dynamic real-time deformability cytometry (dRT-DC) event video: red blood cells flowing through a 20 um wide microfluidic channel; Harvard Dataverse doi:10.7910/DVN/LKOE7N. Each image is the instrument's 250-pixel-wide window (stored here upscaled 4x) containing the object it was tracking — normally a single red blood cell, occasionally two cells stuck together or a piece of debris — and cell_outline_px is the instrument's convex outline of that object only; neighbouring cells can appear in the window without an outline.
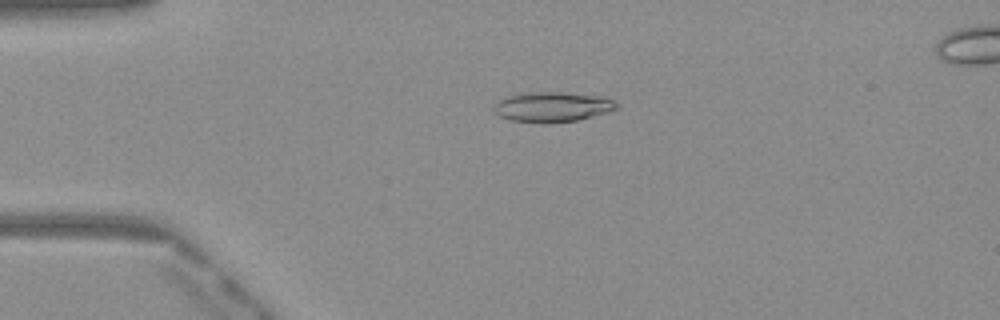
{"species": "Egyptian fruit bat (a non-hibernating species)", "species_latin": "Rousettus aegyptiacus", "temperature_condition": "warm", "stored_images_in_passage": 50, "camera_frame_rate_fps": 3000, "um_per_image_px": 0.085, "frame": {"image": 1, "passage_image": 12, "time_ms": 3.667, "image_size_px": [1000, 320], "cell_outline_px": [[620, 108], [612, 112], [576, 120], [548, 124], [540, 124], [512, 120], [500, 116], [492, 108], [504, 96], [520, 92], [560, 92], [604, 96], [620, 104]], "centroid_in_image_um": [47.0, 9.09], "position_along_channel_um": 38.0, "area_um2": 22.02}}
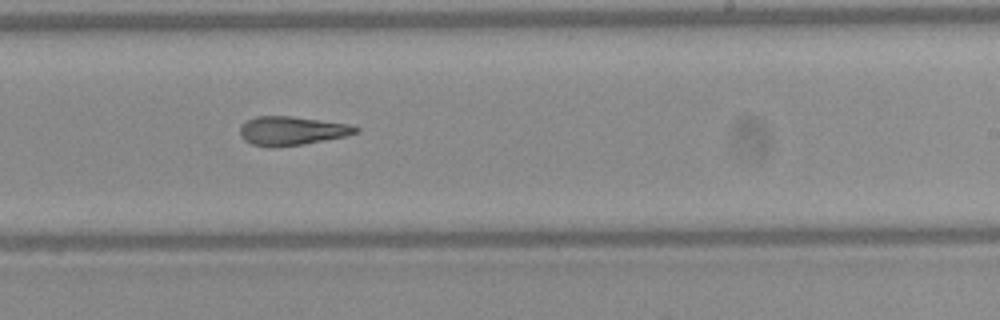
{"frame": {"image": 2, "passage_image": 31, "time_ms": 10.0, "image_size_px": [1000, 320], "cell_outline_px": [[360, 132], [344, 136], [304, 144], [276, 148], [272, 148], [252, 144], [244, 140], [240, 136], [240, 124], [256, 116], [292, 116], [348, 124], [360, 128]], "centroid_in_image_um": [24.77, 11.12], "position_along_channel_um": 264.2, "area_um2": 19.54}}
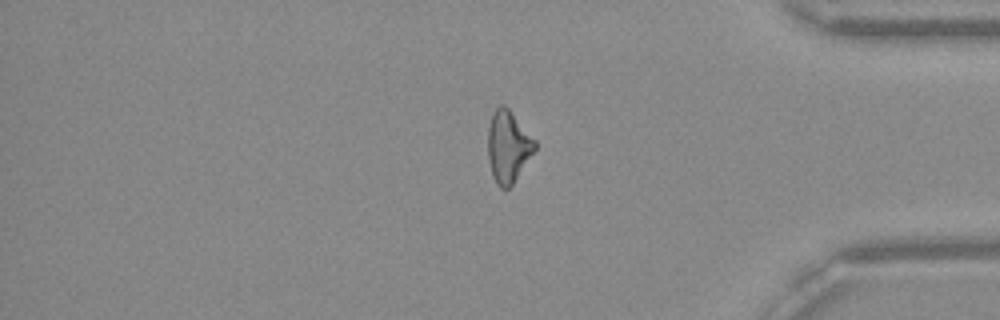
{"frame": {"image": 3, "passage_image": 42, "time_ms": 13.667, "image_size_px": [1000, 320], "cell_outline_px": [[536, 148], [512, 184], [508, 188], [500, 188], [496, 184], [492, 176], [488, 160], [488, 128], [492, 112], [500, 104], [504, 104], [508, 108], [536, 140]], "centroid_in_image_um": [43.17, 12.44], "position_along_channel_um": 392.0, "area_um2": 19.59}, "authors_computed_cell_mechanics": {"area_um2": 20.3456, "velocity_mm_per_s": 4.1041, "shape_relaxation_time_tau1_ms": null, "shape_relaxation_time_tau2_ms": 5.6694, "deformation_change_tau1": null, "deformation_change_tau2": 0.1743}}